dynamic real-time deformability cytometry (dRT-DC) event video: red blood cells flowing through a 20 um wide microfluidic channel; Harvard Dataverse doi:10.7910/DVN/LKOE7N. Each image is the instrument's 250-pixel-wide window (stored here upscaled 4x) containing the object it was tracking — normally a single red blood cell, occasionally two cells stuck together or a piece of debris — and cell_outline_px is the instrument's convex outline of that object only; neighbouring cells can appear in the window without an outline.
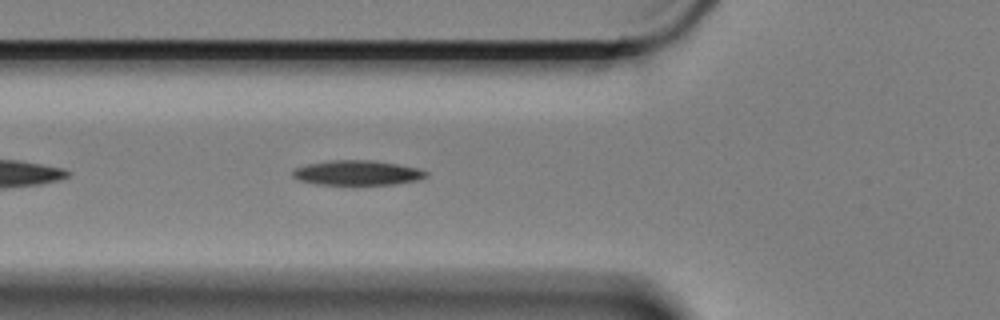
{"species": "Egyptian fruit bat (a non-hibernating species)", "species_latin": "Rousettus aegyptiacus", "temperature_condition": "cold", "stored_images_in_passage": 36, "camera_frame_rate_fps": 3000, "um_per_image_px": 0.085, "animal": {"sex": "female"}, "frame": {"image": 1, "passage_image": 6, "time_ms": 1.667, "image_size_px": [1000, 320], "cell_outline_px": [[428, 176], [416, 180], [392, 184], [356, 188], [352, 188], [316, 184], [300, 180], [292, 176], [292, 168], [308, 164], [332, 160], [372, 160], [396, 164], [416, 168], [428, 172]], "centroid_in_image_um": [30.31, 14.74], "position_along_channel_um": 95.5, "area_um2": 20.17}}
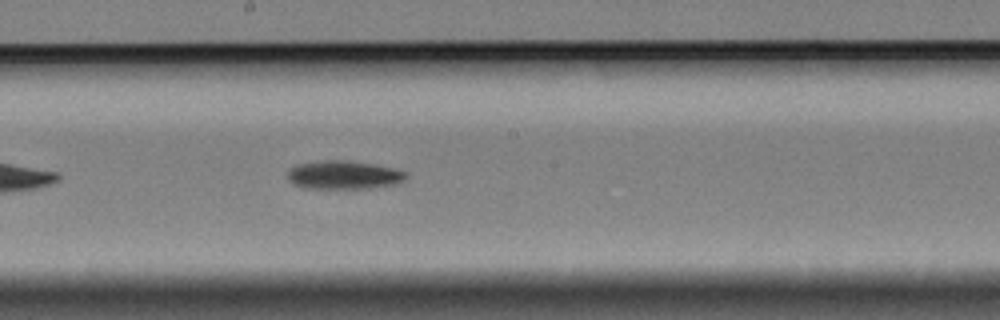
{"frame": {"image": 2, "passage_image": 17, "time_ms": 5.333, "image_size_px": [1000, 320], "cell_outline_px": [[408, 176], [400, 184], [368, 188], [304, 188], [292, 184], [288, 176], [288, 172], [292, 168], [300, 164], [328, 160], [344, 160], [372, 164], [396, 168], [408, 172]], "centroid_in_image_um": [29.3, 14.88], "position_along_channel_um": 218.9, "area_um2": 19.59}}
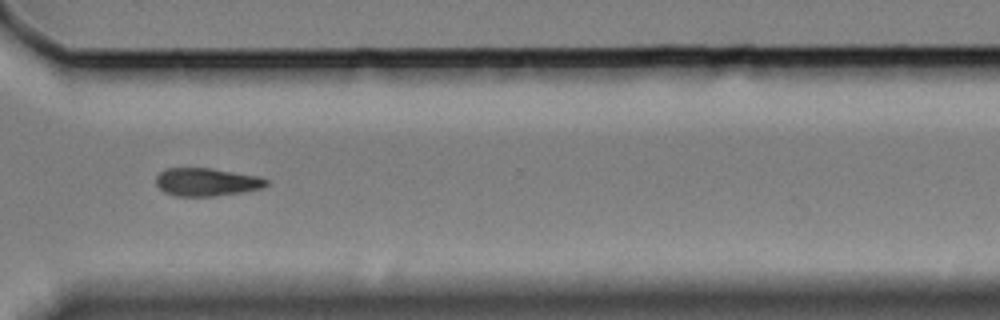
{"frame": {"image": 3, "passage_image": 29, "time_ms": 9.333, "image_size_px": [1000, 320], "cell_outline_px": [[268, 184], [260, 188], [244, 192], [216, 196], [176, 196], [164, 192], [156, 184], [156, 176], [160, 172], [168, 168], [208, 168], [256, 176], [268, 180]], "centroid_in_image_um": [17.53, 15.48], "position_along_channel_um": 353.1, "area_um2": 17.8}, "authors_computed_cell_mechanics": {"area_um2": 18.785, "velocity_mm_per_s": 3.3557, "shape_relaxation_time_tau1_ms": 3.6161, "shape_relaxation_time_tau2_ms": null, "deformation_change_tau1": 0.1158, "deformation_change_tau2": null}}